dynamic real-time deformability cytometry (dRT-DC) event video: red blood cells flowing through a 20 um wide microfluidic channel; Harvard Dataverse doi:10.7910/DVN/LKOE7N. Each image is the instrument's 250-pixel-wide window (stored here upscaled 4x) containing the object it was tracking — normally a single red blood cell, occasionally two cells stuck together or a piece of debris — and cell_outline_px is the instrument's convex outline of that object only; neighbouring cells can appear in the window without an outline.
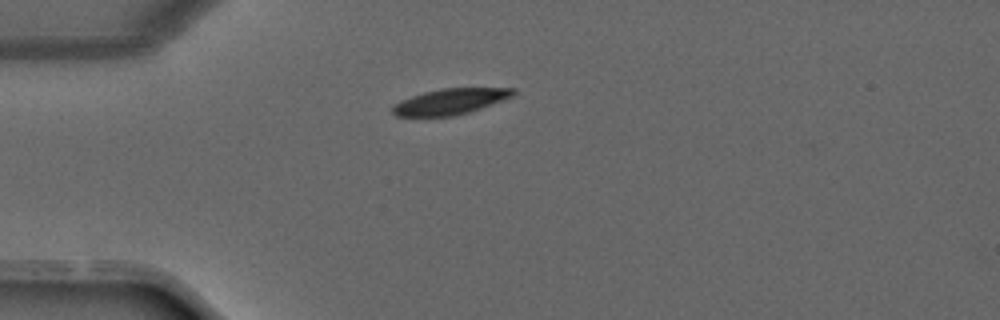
{"species": "common noctule bat (a hibernating species)", "species_latin": "Nyctalus noctula", "temperature_condition": "warm", "stored_images_in_passage": 7, "camera_frame_rate_fps": 3000, "um_per_image_px": 0.085, "animal": {"sex": "male", "forearm_length_mm": 52.5}, "frame": {"image": 1, "passage_image": 1, "time_ms": 0.0, "image_size_px": [1000, 320], "cell_outline_px": [[516, 92], [512, 96], [480, 108], [468, 112], [452, 116], [396, 116], [392, 112], [392, 104], [400, 100], [424, 92], [440, 88], [516, 88]], "centroid_in_image_um": [38.23, 8.62], "position_along_channel_um": 46.8, "area_um2": 17.98}}
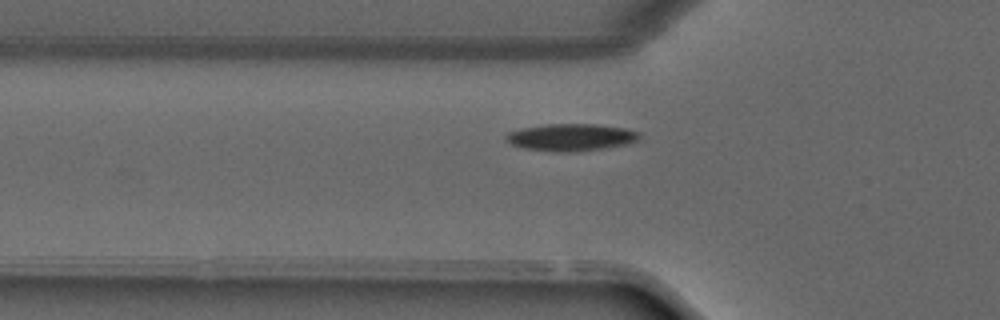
{"frame": {"image": 2, "passage_image": 4, "time_ms": 1.0, "image_size_px": [1000, 320], "cell_outline_px": [[640, 140], [628, 144], [604, 148], [576, 152], [560, 152], [524, 148], [512, 144], [504, 136], [508, 132], [524, 128], [548, 124], [596, 124], [624, 128], [640, 132]], "centroid_in_image_um": [48.6, 11.67], "position_along_channel_um": 77.2, "area_um2": 21.04}}
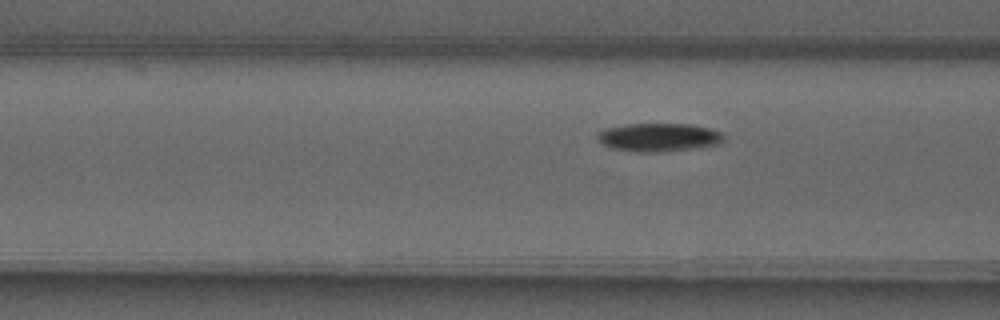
{"frame": {"image": 3, "passage_image": 6, "time_ms": 1.667, "image_size_px": [1000, 320], "cell_outline_px": [[724, 140], [720, 144], [692, 148], [660, 152], [636, 152], [608, 148], [600, 144], [596, 140], [596, 132], [604, 128], [628, 124], [692, 124], [708, 128], [720, 132], [724, 136]], "centroid_in_image_um": [55.9, 11.67], "position_along_channel_um": 110.7, "area_um2": 21.15}}